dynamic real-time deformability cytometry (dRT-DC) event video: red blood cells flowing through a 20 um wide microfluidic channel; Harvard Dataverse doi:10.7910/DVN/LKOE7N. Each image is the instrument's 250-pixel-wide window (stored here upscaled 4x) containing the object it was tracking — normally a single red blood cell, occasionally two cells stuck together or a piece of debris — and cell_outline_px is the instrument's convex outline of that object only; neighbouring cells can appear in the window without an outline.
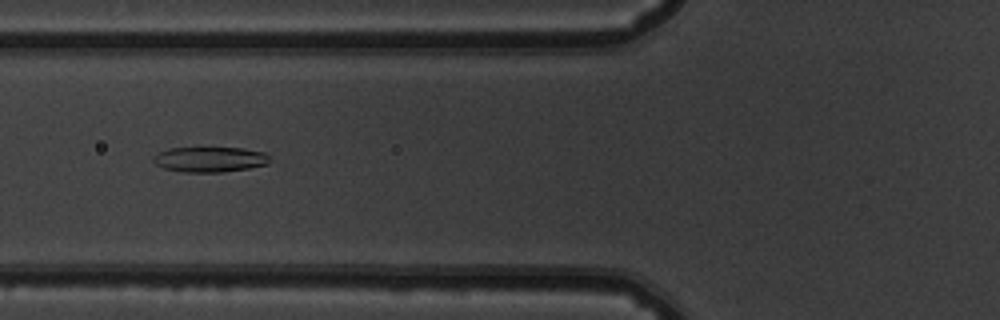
{"species": "common noctule bat (a hibernating species)", "species_latin": "Nyctalus noctula", "temperature_condition": "warm", "stored_images_in_passage": 53, "camera_frame_rate_fps": 3000, "um_per_image_px": 0.085, "animal": {"sex": "male", "body_mass_g": 19.5, "forearm_length_mm": 54.6}, "frame": {"image": 1, "passage_image": 20, "time_ms": 6.333, "image_size_px": [1000, 320], "cell_outline_px": [[268, 164], [248, 168], [224, 172], [184, 172], [164, 168], [156, 164], [152, 160], [152, 156], [168, 148], [200, 144], [244, 148], [264, 152], [268, 156]], "centroid_in_image_um": [17.79, 13.48], "position_along_channel_um": 108.0, "area_um2": 18.15}}
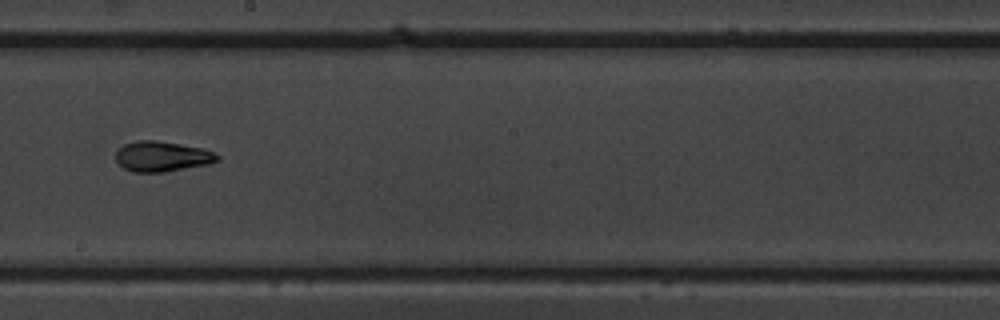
{"frame": {"image": 2, "passage_image": 30, "time_ms": 9.667, "image_size_px": [1000, 320], "cell_outline_px": [[220, 160], [208, 164], [164, 172], [132, 172], [124, 168], [116, 160], [116, 152], [124, 144], [136, 140], [156, 140], [204, 148], [220, 156]], "centroid_in_image_um": [13.78, 13.29], "position_along_channel_um": 234.4, "area_um2": 17.92}}
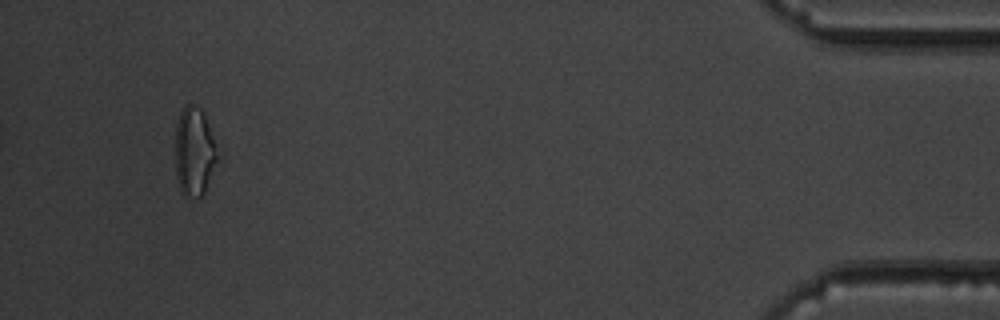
{"frame": {"image": 3, "passage_image": 50, "time_ms": 16.333, "image_size_px": [1000, 320], "cell_outline_px": [[224, 156], [204, 192], [200, 196], [180, 192], [176, 176], [176, 120], [184, 104], [192, 104], [200, 108], [204, 112], [224, 152]], "centroid_in_image_um": [16.64, 12.82], "position_along_channel_um": 418.6, "area_um2": 23.24}, "authors_computed_cell_mechanics": {"area_um2": 18.2648, "velocity_mm_per_s": 3.8001, "shape_relaxation_time_tau1_ms": 6.5431, "shape_relaxation_time_tau2_ms": 2.2825, "deformation_change_tau1": 0.1818, "deformation_change_tau2": 0.0746}}